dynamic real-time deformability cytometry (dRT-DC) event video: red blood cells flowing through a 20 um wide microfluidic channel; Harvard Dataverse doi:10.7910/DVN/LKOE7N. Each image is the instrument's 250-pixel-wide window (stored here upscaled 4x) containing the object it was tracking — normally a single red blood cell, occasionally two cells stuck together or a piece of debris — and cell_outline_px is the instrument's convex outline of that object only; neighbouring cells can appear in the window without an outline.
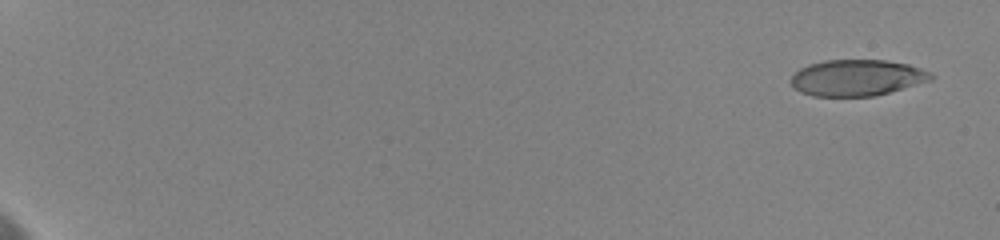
{"species": "human", "species_latin": "Homo sapiens", "temperature_condition": "cold", "stored_images_in_passage": 28, "camera_frame_rate_fps": 3000, "um_per_image_px": 0.085, "donor": {"sex": "female"}, "frame": {"image": 1, "passage_image": 1, "time_ms": 0.0, "image_size_px": [1000, 240], "cell_outline_px": [[936, 76], [932, 80], [876, 96], [812, 96], [800, 92], [788, 80], [800, 68], [808, 64], [824, 60], [884, 60], [908, 64], [932, 72]], "centroid_in_image_um": [72.86, 6.61], "position_along_channel_um": 12.1, "area_um2": 29.77}}
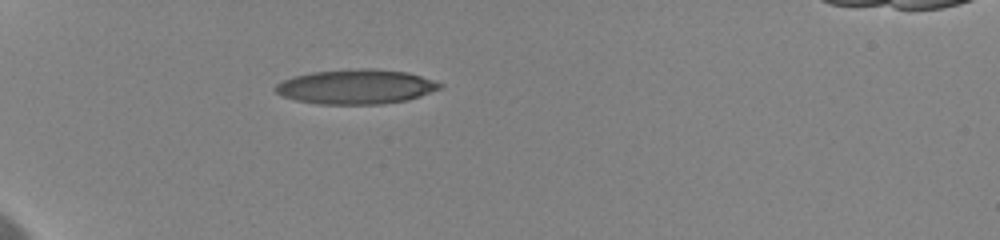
{"frame": {"image": 2, "passage_image": 9, "time_ms": 6.0, "image_size_px": [1000, 240], "cell_outline_px": [[444, 88], [408, 100], [380, 104], [320, 104], [296, 100], [284, 96], [276, 92], [272, 88], [276, 84], [292, 76], [312, 72], [360, 68], [372, 68], [408, 72], [444, 84]], "centroid_in_image_um": [30.28, 7.37], "position_along_channel_um": 54.7, "area_um2": 33.29}}
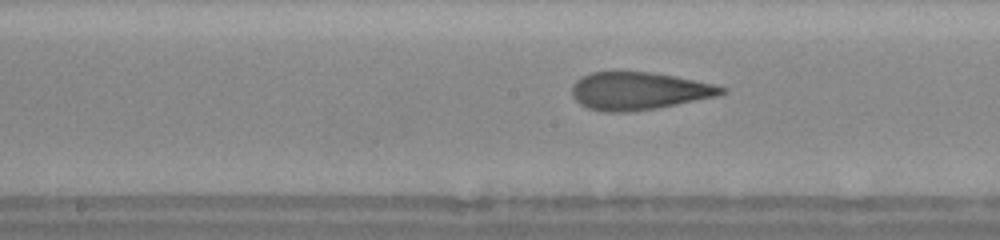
{"frame": {"image": 3, "passage_image": 21, "time_ms": 10.667, "image_size_px": [1000, 240], "cell_outline_px": [[728, 88], [724, 92], [716, 96], [656, 108], [628, 112], [604, 112], [588, 108], [580, 104], [572, 96], [572, 88], [576, 80], [592, 72], [612, 68], [616, 68], [652, 72], [676, 76], [716, 84]], "centroid_in_image_um": [54.26, 7.68], "position_along_channel_um": 193.9, "area_um2": 33.64}}